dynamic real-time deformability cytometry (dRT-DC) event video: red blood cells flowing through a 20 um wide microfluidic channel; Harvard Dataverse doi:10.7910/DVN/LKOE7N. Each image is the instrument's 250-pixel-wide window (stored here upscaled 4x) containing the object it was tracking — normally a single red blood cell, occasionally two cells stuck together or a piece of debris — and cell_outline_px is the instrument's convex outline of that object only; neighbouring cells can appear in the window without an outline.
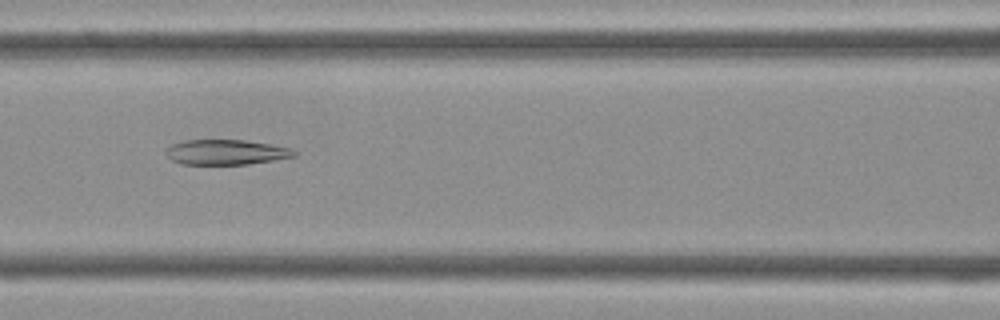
{"species": "Egyptian fruit bat (a non-hibernating species)", "species_latin": "Rousettus aegyptiacus", "temperature_condition": "cold", "stored_images_in_passage": 40, "camera_frame_rate_fps": 3000, "um_per_image_px": 0.085, "frame": {"image": 1, "passage_image": 18, "time_ms": 5.667, "image_size_px": [1000, 320], "cell_outline_px": [[296, 156], [248, 164], [180, 164], [172, 160], [164, 152], [172, 144], [184, 140], [244, 140], [268, 144], [288, 148], [296, 152]], "centroid_in_image_um": [19.16, 12.93], "position_along_channel_um": 147.4, "area_um2": 18.5}}
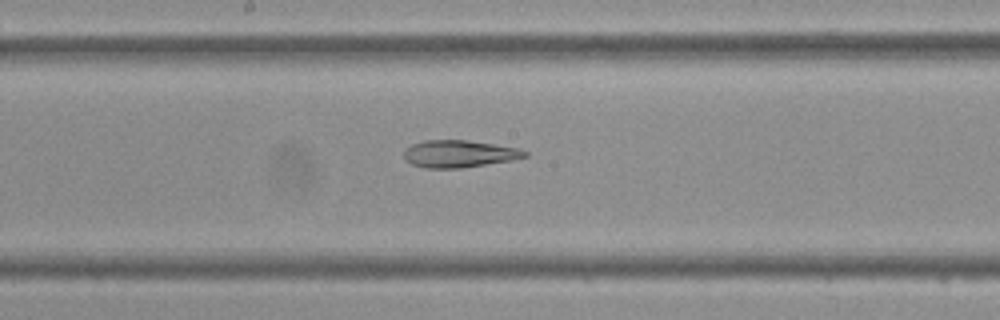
{"frame": {"image": 2, "passage_image": 22, "time_ms": 7.0, "image_size_px": [1000, 320], "cell_outline_px": [[528, 156], [512, 160], [460, 168], [424, 168], [412, 164], [404, 156], [404, 152], [412, 144], [424, 140], [468, 140], [520, 148], [528, 152]], "centroid_in_image_um": [39.06, 13.07], "position_along_channel_um": 209.1, "area_um2": 19.07}}
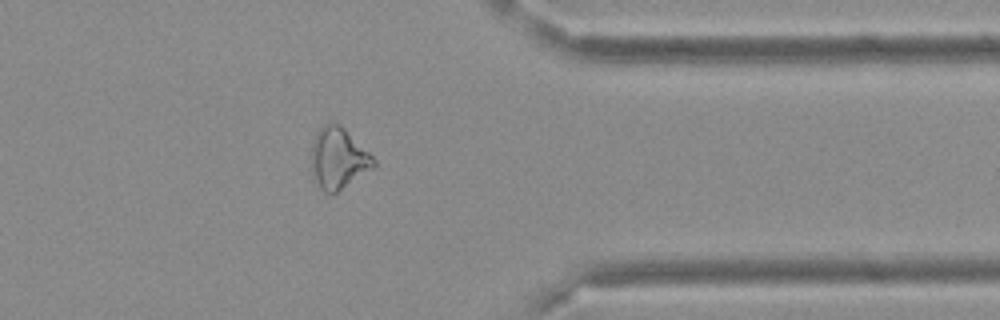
{"frame": {"image": 3, "passage_image": 34, "time_ms": 11.0, "image_size_px": [1000, 320], "cell_outline_px": [[376, 164], [372, 168], [336, 192], [324, 192], [320, 188], [312, 176], [312, 140], [316, 132], [324, 124], [336, 124], [344, 128], [376, 160]], "centroid_in_image_um": [28.72, 13.46], "position_along_channel_um": 382.7, "area_um2": 21.62}}